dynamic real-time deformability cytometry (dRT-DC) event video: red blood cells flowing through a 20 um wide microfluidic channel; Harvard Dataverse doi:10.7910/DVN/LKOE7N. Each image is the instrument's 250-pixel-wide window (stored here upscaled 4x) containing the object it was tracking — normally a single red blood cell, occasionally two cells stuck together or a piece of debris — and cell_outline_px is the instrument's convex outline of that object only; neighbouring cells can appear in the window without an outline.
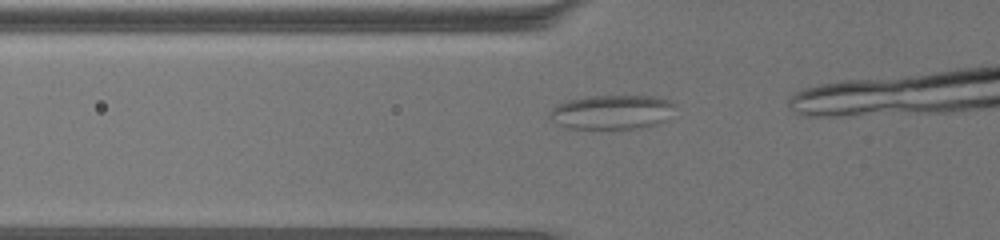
{"species": "common noctule bat (a hibernating species)", "species_latin": "Nyctalus noctula", "temperature_condition": "warm", "stored_images_in_passage": 21, "camera_frame_rate_fps": 3000, "um_per_image_px": 0.085, "animal": {"sex": "female", "body_mass_g": 19.5, "forearm_length_mm": 54.1}, "frame": {"image": 1, "passage_image": 15, "time_ms": 4.667, "image_size_px": [1000, 240], "cell_outline_px": [[676, 104], [664, 120], [656, 124], [640, 128], [568, 128], [552, 120], [548, 116], [548, 112], [556, 104], [568, 100], [588, 96], [652, 96], [668, 100]], "centroid_in_image_um": [51.96, 9.51], "position_along_channel_um": 73.8, "area_um2": 24.8}}